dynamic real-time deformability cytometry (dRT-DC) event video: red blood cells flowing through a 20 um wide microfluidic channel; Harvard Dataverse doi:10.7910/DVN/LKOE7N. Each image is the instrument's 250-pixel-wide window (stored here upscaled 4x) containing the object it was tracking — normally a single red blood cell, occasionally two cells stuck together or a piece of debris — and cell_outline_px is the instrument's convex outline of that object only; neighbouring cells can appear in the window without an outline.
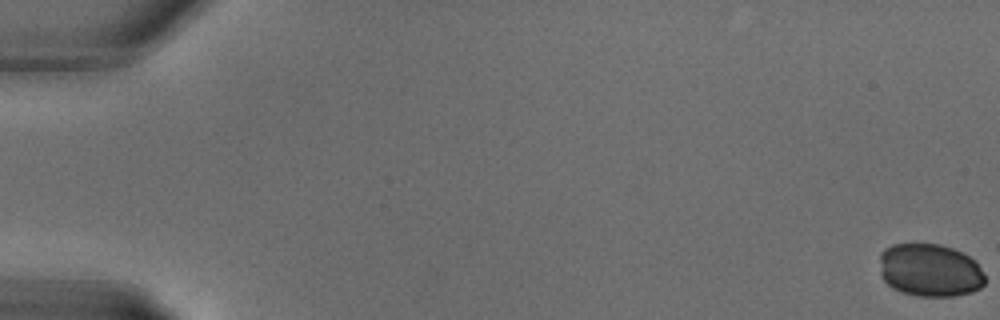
{"species": "common noctule bat (a hibernating species)", "species_latin": "Nyctalus noctula", "temperature_condition": "warm", "stored_images_in_passage": 5, "camera_frame_rate_fps": 3000, "um_per_image_px": 0.085, "animal": {"sex": "male", "body_mass_g": 18.8}, "frame": {"image": 1, "passage_image": 1, "time_ms": 0.0, "image_size_px": [1000, 320], "cell_outline_px": [[984, 284], [980, 288], [972, 292], [952, 296], [920, 296], [904, 292], [892, 288], [880, 276], [880, 252], [884, 248], [892, 244], [940, 244], [952, 248], [976, 260], [984, 272]], "centroid_in_image_um": [79.04, 22.96], "position_along_channel_um": 6.0, "area_um2": 32.71}}